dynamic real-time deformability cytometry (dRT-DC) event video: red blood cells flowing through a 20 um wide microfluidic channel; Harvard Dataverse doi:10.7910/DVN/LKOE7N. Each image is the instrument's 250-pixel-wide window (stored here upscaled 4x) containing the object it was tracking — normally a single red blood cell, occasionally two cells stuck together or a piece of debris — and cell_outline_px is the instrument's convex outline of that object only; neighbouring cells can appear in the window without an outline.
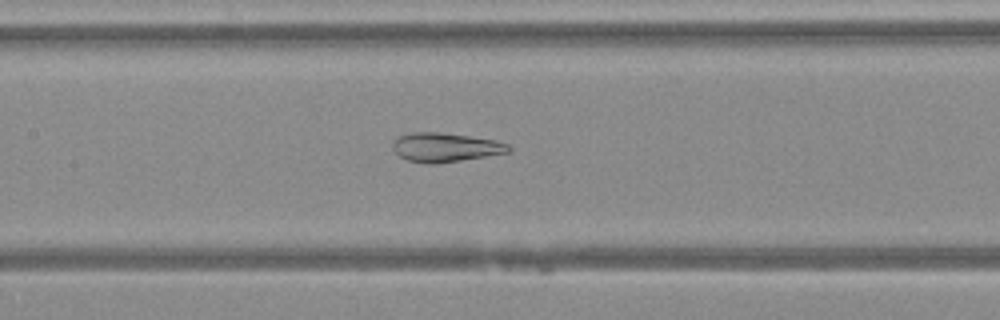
{"species": "Egyptian fruit bat (a non-hibernating species)", "species_latin": "Rousettus aegyptiacus", "temperature_condition": "warm", "stored_images_in_passage": 49, "camera_frame_rate_fps": 3000, "um_per_image_px": 0.085, "animal": {"sex": "female"}, "frame": {"image": 1, "passage_image": 24, "time_ms": 7.667, "image_size_px": [1000, 320], "cell_outline_px": [[512, 148], [508, 152], [436, 164], [428, 164], [408, 160], [400, 156], [392, 148], [392, 144], [400, 136], [412, 132], [440, 132], [496, 140], [508, 144]], "centroid_in_image_um": [37.85, 12.52], "position_along_channel_um": 169.6, "area_um2": 19.36}}
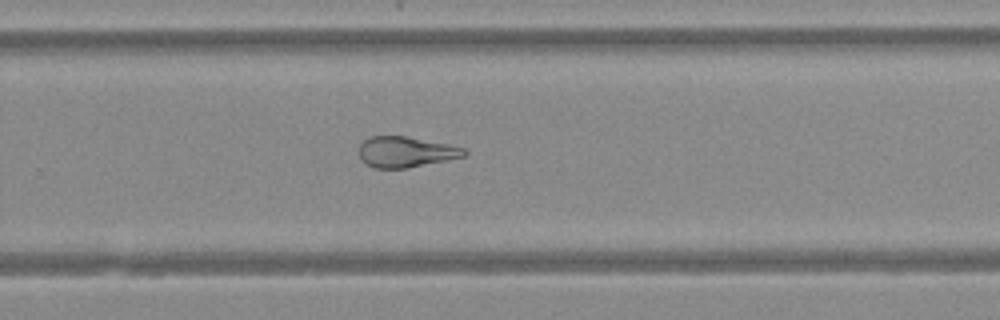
{"frame": {"image": 2, "passage_image": 33, "time_ms": 10.667, "image_size_px": [1000, 320], "cell_outline_px": [[468, 152], [464, 156], [408, 168], [376, 168], [360, 160], [360, 144], [368, 136], [404, 136], [448, 144], [464, 148]], "centroid_in_image_um": [34.47, 12.91], "position_along_channel_um": 295.3, "area_um2": 18.61}}
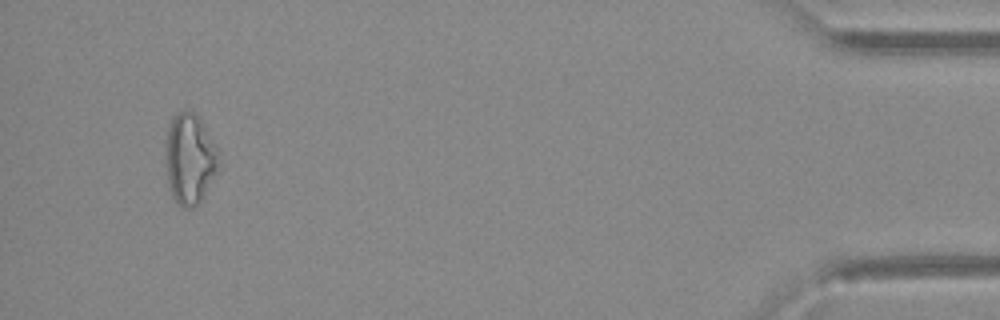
{"frame": {"image": 3, "passage_image": 47, "time_ms": 15.333, "image_size_px": [1000, 320], "cell_outline_px": [[220, 160], [216, 172], [204, 196], [192, 208], [180, 208], [176, 204], [168, 188], [164, 164], [168, 128], [172, 120], [180, 112], [196, 112], [200, 116], [216, 148]], "centroid_in_image_um": [16.1, 13.55], "position_along_channel_um": 419.1, "area_um2": 28.21}}